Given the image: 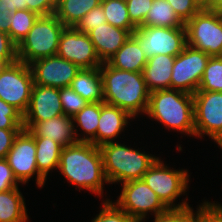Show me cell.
<instances>
[{
  "label": "cell",
  "mask_w": 222,
  "mask_h": 222,
  "mask_svg": "<svg viewBox=\"0 0 222 222\" xmlns=\"http://www.w3.org/2000/svg\"><path fill=\"white\" fill-rule=\"evenodd\" d=\"M58 170L77 189L90 191L103 198L104 185L108 181L99 146L90 142H78L63 147Z\"/></svg>",
  "instance_id": "6da1fadb"
},
{
  "label": "cell",
  "mask_w": 222,
  "mask_h": 222,
  "mask_svg": "<svg viewBox=\"0 0 222 222\" xmlns=\"http://www.w3.org/2000/svg\"><path fill=\"white\" fill-rule=\"evenodd\" d=\"M99 69L103 102L127 111L134 119L146 113L150 92L142 72L119 70L107 62H103Z\"/></svg>",
  "instance_id": "7a4b0ae2"
},
{
  "label": "cell",
  "mask_w": 222,
  "mask_h": 222,
  "mask_svg": "<svg viewBox=\"0 0 222 222\" xmlns=\"http://www.w3.org/2000/svg\"><path fill=\"white\" fill-rule=\"evenodd\" d=\"M149 119L181 135L195 137L193 95L175 89L150 92L147 111Z\"/></svg>",
  "instance_id": "3957f363"
},
{
  "label": "cell",
  "mask_w": 222,
  "mask_h": 222,
  "mask_svg": "<svg viewBox=\"0 0 222 222\" xmlns=\"http://www.w3.org/2000/svg\"><path fill=\"white\" fill-rule=\"evenodd\" d=\"M130 147L131 145L128 147L119 140L99 146L104 174L109 185L142 179L158 158Z\"/></svg>",
  "instance_id": "277c9868"
},
{
  "label": "cell",
  "mask_w": 222,
  "mask_h": 222,
  "mask_svg": "<svg viewBox=\"0 0 222 222\" xmlns=\"http://www.w3.org/2000/svg\"><path fill=\"white\" fill-rule=\"evenodd\" d=\"M65 27L55 14L39 16L32 29L17 45L18 60L29 65L37 59L55 56Z\"/></svg>",
  "instance_id": "5b68a950"
},
{
  "label": "cell",
  "mask_w": 222,
  "mask_h": 222,
  "mask_svg": "<svg viewBox=\"0 0 222 222\" xmlns=\"http://www.w3.org/2000/svg\"><path fill=\"white\" fill-rule=\"evenodd\" d=\"M189 176L188 170L171 169L158 157L142 179L168 209H182L191 206L186 198L176 202L189 189Z\"/></svg>",
  "instance_id": "8992f818"
},
{
  "label": "cell",
  "mask_w": 222,
  "mask_h": 222,
  "mask_svg": "<svg viewBox=\"0 0 222 222\" xmlns=\"http://www.w3.org/2000/svg\"><path fill=\"white\" fill-rule=\"evenodd\" d=\"M187 45L210 57L222 56V19L213 10H200L185 24Z\"/></svg>",
  "instance_id": "52a82bcc"
},
{
  "label": "cell",
  "mask_w": 222,
  "mask_h": 222,
  "mask_svg": "<svg viewBox=\"0 0 222 222\" xmlns=\"http://www.w3.org/2000/svg\"><path fill=\"white\" fill-rule=\"evenodd\" d=\"M120 187L121 193L114 203L136 222H145L150 212L157 216L169 210L143 179L124 182Z\"/></svg>",
  "instance_id": "ba28073f"
},
{
  "label": "cell",
  "mask_w": 222,
  "mask_h": 222,
  "mask_svg": "<svg viewBox=\"0 0 222 222\" xmlns=\"http://www.w3.org/2000/svg\"><path fill=\"white\" fill-rule=\"evenodd\" d=\"M33 74L30 65L17 60L7 64L0 72V99L24 115L29 107Z\"/></svg>",
  "instance_id": "9c48e42d"
},
{
  "label": "cell",
  "mask_w": 222,
  "mask_h": 222,
  "mask_svg": "<svg viewBox=\"0 0 222 222\" xmlns=\"http://www.w3.org/2000/svg\"><path fill=\"white\" fill-rule=\"evenodd\" d=\"M147 59L155 55L177 56L187 46L185 27L140 26L132 33Z\"/></svg>",
  "instance_id": "30bf717a"
},
{
  "label": "cell",
  "mask_w": 222,
  "mask_h": 222,
  "mask_svg": "<svg viewBox=\"0 0 222 222\" xmlns=\"http://www.w3.org/2000/svg\"><path fill=\"white\" fill-rule=\"evenodd\" d=\"M193 101L195 138L207 135L222 149V92L196 91Z\"/></svg>",
  "instance_id": "8fae6325"
},
{
  "label": "cell",
  "mask_w": 222,
  "mask_h": 222,
  "mask_svg": "<svg viewBox=\"0 0 222 222\" xmlns=\"http://www.w3.org/2000/svg\"><path fill=\"white\" fill-rule=\"evenodd\" d=\"M210 56L190 46L175 57L171 73L170 89L194 94L198 91L201 78Z\"/></svg>",
  "instance_id": "7c38bea8"
},
{
  "label": "cell",
  "mask_w": 222,
  "mask_h": 222,
  "mask_svg": "<svg viewBox=\"0 0 222 222\" xmlns=\"http://www.w3.org/2000/svg\"><path fill=\"white\" fill-rule=\"evenodd\" d=\"M5 159L21 185L35 175L36 186L41 189L45 186L47 180L38 172L36 164L35 139L27 130L23 129L18 134Z\"/></svg>",
  "instance_id": "4fadbf2b"
},
{
  "label": "cell",
  "mask_w": 222,
  "mask_h": 222,
  "mask_svg": "<svg viewBox=\"0 0 222 222\" xmlns=\"http://www.w3.org/2000/svg\"><path fill=\"white\" fill-rule=\"evenodd\" d=\"M56 55L80 69L99 68L103 63L88 34H83L74 27H65L62 31Z\"/></svg>",
  "instance_id": "5bb4252c"
},
{
  "label": "cell",
  "mask_w": 222,
  "mask_h": 222,
  "mask_svg": "<svg viewBox=\"0 0 222 222\" xmlns=\"http://www.w3.org/2000/svg\"><path fill=\"white\" fill-rule=\"evenodd\" d=\"M35 85L53 88L69 87L80 68L57 55L43 57L29 64Z\"/></svg>",
  "instance_id": "9a60e30c"
},
{
  "label": "cell",
  "mask_w": 222,
  "mask_h": 222,
  "mask_svg": "<svg viewBox=\"0 0 222 222\" xmlns=\"http://www.w3.org/2000/svg\"><path fill=\"white\" fill-rule=\"evenodd\" d=\"M62 114L64 113L59 89L34 84L29 107L23 115V122H40Z\"/></svg>",
  "instance_id": "2e32d148"
},
{
  "label": "cell",
  "mask_w": 222,
  "mask_h": 222,
  "mask_svg": "<svg viewBox=\"0 0 222 222\" xmlns=\"http://www.w3.org/2000/svg\"><path fill=\"white\" fill-rule=\"evenodd\" d=\"M24 129L33 137H45L54 140L62 147L78 143L75 135L73 118L60 115L40 122H23Z\"/></svg>",
  "instance_id": "e0dca14e"
},
{
  "label": "cell",
  "mask_w": 222,
  "mask_h": 222,
  "mask_svg": "<svg viewBox=\"0 0 222 222\" xmlns=\"http://www.w3.org/2000/svg\"><path fill=\"white\" fill-rule=\"evenodd\" d=\"M133 117L125 110L114 105L100 102L99 125L96 133V146L115 142L117 137L128 128Z\"/></svg>",
  "instance_id": "ac0fdd59"
},
{
  "label": "cell",
  "mask_w": 222,
  "mask_h": 222,
  "mask_svg": "<svg viewBox=\"0 0 222 222\" xmlns=\"http://www.w3.org/2000/svg\"><path fill=\"white\" fill-rule=\"evenodd\" d=\"M131 35L128 30L112 26L107 22L88 33L102 62H107Z\"/></svg>",
  "instance_id": "d6986e66"
},
{
  "label": "cell",
  "mask_w": 222,
  "mask_h": 222,
  "mask_svg": "<svg viewBox=\"0 0 222 222\" xmlns=\"http://www.w3.org/2000/svg\"><path fill=\"white\" fill-rule=\"evenodd\" d=\"M175 56L155 55L147 60L142 74L149 92L170 89Z\"/></svg>",
  "instance_id": "ffe728a7"
},
{
  "label": "cell",
  "mask_w": 222,
  "mask_h": 222,
  "mask_svg": "<svg viewBox=\"0 0 222 222\" xmlns=\"http://www.w3.org/2000/svg\"><path fill=\"white\" fill-rule=\"evenodd\" d=\"M147 58L139 42L131 35L107 63L119 70L142 72Z\"/></svg>",
  "instance_id": "44dd1931"
},
{
  "label": "cell",
  "mask_w": 222,
  "mask_h": 222,
  "mask_svg": "<svg viewBox=\"0 0 222 222\" xmlns=\"http://www.w3.org/2000/svg\"><path fill=\"white\" fill-rule=\"evenodd\" d=\"M69 87L89 103L103 102V86L99 68L80 69Z\"/></svg>",
  "instance_id": "7402d4cb"
},
{
  "label": "cell",
  "mask_w": 222,
  "mask_h": 222,
  "mask_svg": "<svg viewBox=\"0 0 222 222\" xmlns=\"http://www.w3.org/2000/svg\"><path fill=\"white\" fill-rule=\"evenodd\" d=\"M99 117L100 102L88 103L81 111L72 117L74 131L78 142H90L96 146V133L99 125ZM79 130L82 133H78Z\"/></svg>",
  "instance_id": "603a6c76"
},
{
  "label": "cell",
  "mask_w": 222,
  "mask_h": 222,
  "mask_svg": "<svg viewBox=\"0 0 222 222\" xmlns=\"http://www.w3.org/2000/svg\"><path fill=\"white\" fill-rule=\"evenodd\" d=\"M27 211L19 187L0 192V222H28Z\"/></svg>",
  "instance_id": "cb8c5ba5"
},
{
  "label": "cell",
  "mask_w": 222,
  "mask_h": 222,
  "mask_svg": "<svg viewBox=\"0 0 222 222\" xmlns=\"http://www.w3.org/2000/svg\"><path fill=\"white\" fill-rule=\"evenodd\" d=\"M34 139L38 172L47 180L49 172L59 167L63 147L50 138L34 137Z\"/></svg>",
  "instance_id": "d4e9b609"
},
{
  "label": "cell",
  "mask_w": 222,
  "mask_h": 222,
  "mask_svg": "<svg viewBox=\"0 0 222 222\" xmlns=\"http://www.w3.org/2000/svg\"><path fill=\"white\" fill-rule=\"evenodd\" d=\"M101 0H58L55 15L66 26L74 27Z\"/></svg>",
  "instance_id": "484cf974"
},
{
  "label": "cell",
  "mask_w": 222,
  "mask_h": 222,
  "mask_svg": "<svg viewBox=\"0 0 222 222\" xmlns=\"http://www.w3.org/2000/svg\"><path fill=\"white\" fill-rule=\"evenodd\" d=\"M141 26H159L166 28L185 27L170 3L166 0H153Z\"/></svg>",
  "instance_id": "4316f807"
},
{
  "label": "cell",
  "mask_w": 222,
  "mask_h": 222,
  "mask_svg": "<svg viewBox=\"0 0 222 222\" xmlns=\"http://www.w3.org/2000/svg\"><path fill=\"white\" fill-rule=\"evenodd\" d=\"M101 5L107 23L128 30L131 34L136 30L129 17L126 0H101Z\"/></svg>",
  "instance_id": "83f0119b"
},
{
  "label": "cell",
  "mask_w": 222,
  "mask_h": 222,
  "mask_svg": "<svg viewBox=\"0 0 222 222\" xmlns=\"http://www.w3.org/2000/svg\"><path fill=\"white\" fill-rule=\"evenodd\" d=\"M39 15L29 10H16L10 15L8 35L18 45L32 29Z\"/></svg>",
  "instance_id": "f1b7e54d"
},
{
  "label": "cell",
  "mask_w": 222,
  "mask_h": 222,
  "mask_svg": "<svg viewBox=\"0 0 222 222\" xmlns=\"http://www.w3.org/2000/svg\"><path fill=\"white\" fill-rule=\"evenodd\" d=\"M198 91L222 92V56L210 57Z\"/></svg>",
  "instance_id": "f546056e"
},
{
  "label": "cell",
  "mask_w": 222,
  "mask_h": 222,
  "mask_svg": "<svg viewBox=\"0 0 222 222\" xmlns=\"http://www.w3.org/2000/svg\"><path fill=\"white\" fill-rule=\"evenodd\" d=\"M102 203L99 214H96L91 222H136L109 198L103 200Z\"/></svg>",
  "instance_id": "4dcf8cb0"
},
{
  "label": "cell",
  "mask_w": 222,
  "mask_h": 222,
  "mask_svg": "<svg viewBox=\"0 0 222 222\" xmlns=\"http://www.w3.org/2000/svg\"><path fill=\"white\" fill-rule=\"evenodd\" d=\"M59 96L64 115L71 117L81 111L89 103L70 87L59 89Z\"/></svg>",
  "instance_id": "1f68e13d"
},
{
  "label": "cell",
  "mask_w": 222,
  "mask_h": 222,
  "mask_svg": "<svg viewBox=\"0 0 222 222\" xmlns=\"http://www.w3.org/2000/svg\"><path fill=\"white\" fill-rule=\"evenodd\" d=\"M0 129H24L23 115L0 99Z\"/></svg>",
  "instance_id": "d6a6232c"
},
{
  "label": "cell",
  "mask_w": 222,
  "mask_h": 222,
  "mask_svg": "<svg viewBox=\"0 0 222 222\" xmlns=\"http://www.w3.org/2000/svg\"><path fill=\"white\" fill-rule=\"evenodd\" d=\"M106 22V16L100 4L82 17L74 28L83 34H88L90 31Z\"/></svg>",
  "instance_id": "836d02e7"
},
{
  "label": "cell",
  "mask_w": 222,
  "mask_h": 222,
  "mask_svg": "<svg viewBox=\"0 0 222 222\" xmlns=\"http://www.w3.org/2000/svg\"><path fill=\"white\" fill-rule=\"evenodd\" d=\"M152 2L153 0H126L130 20L136 27L143 24Z\"/></svg>",
  "instance_id": "e575fe53"
},
{
  "label": "cell",
  "mask_w": 222,
  "mask_h": 222,
  "mask_svg": "<svg viewBox=\"0 0 222 222\" xmlns=\"http://www.w3.org/2000/svg\"><path fill=\"white\" fill-rule=\"evenodd\" d=\"M198 205V222H222L221 203L204 200Z\"/></svg>",
  "instance_id": "d590c367"
},
{
  "label": "cell",
  "mask_w": 222,
  "mask_h": 222,
  "mask_svg": "<svg viewBox=\"0 0 222 222\" xmlns=\"http://www.w3.org/2000/svg\"><path fill=\"white\" fill-rule=\"evenodd\" d=\"M174 9L176 15L185 24L189 21L200 9L195 4L194 0H166Z\"/></svg>",
  "instance_id": "8d00e7d4"
},
{
  "label": "cell",
  "mask_w": 222,
  "mask_h": 222,
  "mask_svg": "<svg viewBox=\"0 0 222 222\" xmlns=\"http://www.w3.org/2000/svg\"><path fill=\"white\" fill-rule=\"evenodd\" d=\"M0 60L6 65L14 63L17 58V45L11 40L10 36L0 31Z\"/></svg>",
  "instance_id": "74e56055"
},
{
  "label": "cell",
  "mask_w": 222,
  "mask_h": 222,
  "mask_svg": "<svg viewBox=\"0 0 222 222\" xmlns=\"http://www.w3.org/2000/svg\"><path fill=\"white\" fill-rule=\"evenodd\" d=\"M19 184L21 183L14 176L7 160L0 159V192L17 188L19 187Z\"/></svg>",
  "instance_id": "f35d334b"
},
{
  "label": "cell",
  "mask_w": 222,
  "mask_h": 222,
  "mask_svg": "<svg viewBox=\"0 0 222 222\" xmlns=\"http://www.w3.org/2000/svg\"><path fill=\"white\" fill-rule=\"evenodd\" d=\"M27 10L37 13L39 16L55 14L58 0H25Z\"/></svg>",
  "instance_id": "ab89813d"
},
{
  "label": "cell",
  "mask_w": 222,
  "mask_h": 222,
  "mask_svg": "<svg viewBox=\"0 0 222 222\" xmlns=\"http://www.w3.org/2000/svg\"><path fill=\"white\" fill-rule=\"evenodd\" d=\"M23 129H0V159H5L15 138Z\"/></svg>",
  "instance_id": "60d3db41"
},
{
  "label": "cell",
  "mask_w": 222,
  "mask_h": 222,
  "mask_svg": "<svg viewBox=\"0 0 222 222\" xmlns=\"http://www.w3.org/2000/svg\"><path fill=\"white\" fill-rule=\"evenodd\" d=\"M11 14L7 0H0V31L6 34L9 32Z\"/></svg>",
  "instance_id": "b9f144b4"
},
{
  "label": "cell",
  "mask_w": 222,
  "mask_h": 222,
  "mask_svg": "<svg viewBox=\"0 0 222 222\" xmlns=\"http://www.w3.org/2000/svg\"><path fill=\"white\" fill-rule=\"evenodd\" d=\"M153 222H181V209H169L163 214L154 216Z\"/></svg>",
  "instance_id": "7bdbcfd3"
},
{
  "label": "cell",
  "mask_w": 222,
  "mask_h": 222,
  "mask_svg": "<svg viewBox=\"0 0 222 222\" xmlns=\"http://www.w3.org/2000/svg\"><path fill=\"white\" fill-rule=\"evenodd\" d=\"M197 211L191 206L181 209V222H198V207Z\"/></svg>",
  "instance_id": "ee69618b"
},
{
  "label": "cell",
  "mask_w": 222,
  "mask_h": 222,
  "mask_svg": "<svg viewBox=\"0 0 222 222\" xmlns=\"http://www.w3.org/2000/svg\"><path fill=\"white\" fill-rule=\"evenodd\" d=\"M7 3L11 13H14L16 10H27L25 0H7Z\"/></svg>",
  "instance_id": "f6af8a7d"
},
{
  "label": "cell",
  "mask_w": 222,
  "mask_h": 222,
  "mask_svg": "<svg viewBox=\"0 0 222 222\" xmlns=\"http://www.w3.org/2000/svg\"><path fill=\"white\" fill-rule=\"evenodd\" d=\"M194 2L200 10L214 11V0H194Z\"/></svg>",
  "instance_id": "bcb514c9"
},
{
  "label": "cell",
  "mask_w": 222,
  "mask_h": 222,
  "mask_svg": "<svg viewBox=\"0 0 222 222\" xmlns=\"http://www.w3.org/2000/svg\"><path fill=\"white\" fill-rule=\"evenodd\" d=\"M214 11L222 13V0H214Z\"/></svg>",
  "instance_id": "7dc6e473"
},
{
  "label": "cell",
  "mask_w": 222,
  "mask_h": 222,
  "mask_svg": "<svg viewBox=\"0 0 222 222\" xmlns=\"http://www.w3.org/2000/svg\"><path fill=\"white\" fill-rule=\"evenodd\" d=\"M5 66L6 64L2 60H0V72Z\"/></svg>",
  "instance_id": "c3c4849f"
}]
</instances>
